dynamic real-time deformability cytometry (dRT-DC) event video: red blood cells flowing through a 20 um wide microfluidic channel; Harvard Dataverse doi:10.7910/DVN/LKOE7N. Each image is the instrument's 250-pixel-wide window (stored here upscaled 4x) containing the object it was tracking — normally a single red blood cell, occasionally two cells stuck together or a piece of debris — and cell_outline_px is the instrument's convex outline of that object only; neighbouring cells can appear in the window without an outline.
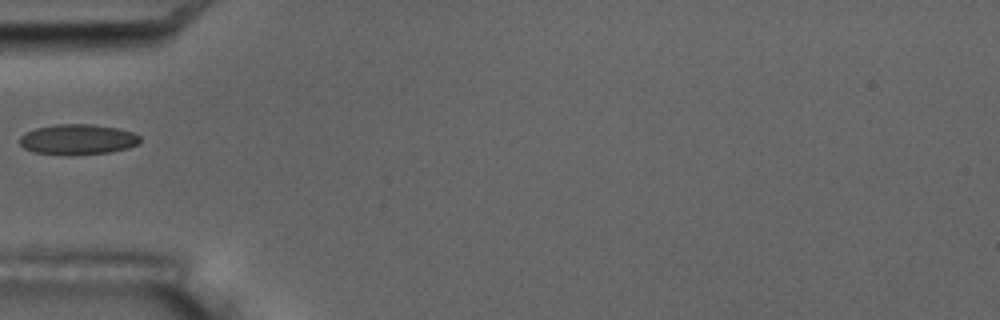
{"species": "common noctule bat (a hibernating species)", "species_latin": "Nyctalus noctula", "temperature_condition": "room temperature", "stored_images_in_passage": 8, "camera_frame_rate_fps": 3000, "um_per_image_px": 0.085, "animal": {"sex": "male", "body_mass_g": 17.5, "forearm_length_mm": 52.3}, "frame": {"image": 1, "passage_image": 2, "time_ms": 1.333, "image_size_px": [1000, 320], "cell_outline_px": [[140, 140], [136, 144], [128, 148], [108, 152], [68, 156], [64, 156], [32, 152], [24, 148], [20, 144], [20, 136], [24, 132], [36, 128], [56, 124], [92, 124], [116, 128], [132, 132], [140, 136]], "centroid_in_image_um": [6.55, 11.86], "position_along_channel_um": 78.5, "area_um2": 21.5}}
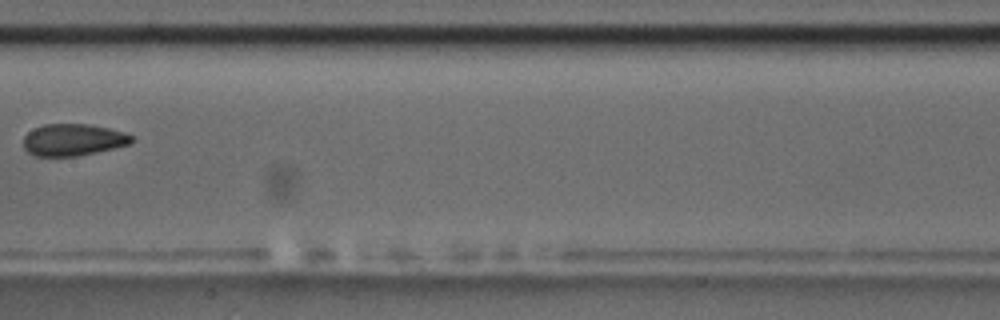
{"frame": {"image": 2, "passage_image": 5, "time_ms": 4.667, "image_size_px": [1000, 320], "cell_outline_px": [[136, 140], [132, 144], [96, 152], [76, 156], [36, 156], [28, 152], [24, 148], [24, 136], [32, 128], [44, 124], [88, 124], [108, 128], [124, 132], [136, 136]], "centroid_in_image_um": [6.26, 11.88], "position_along_channel_um": 201.1, "area_um2": 20.35}}